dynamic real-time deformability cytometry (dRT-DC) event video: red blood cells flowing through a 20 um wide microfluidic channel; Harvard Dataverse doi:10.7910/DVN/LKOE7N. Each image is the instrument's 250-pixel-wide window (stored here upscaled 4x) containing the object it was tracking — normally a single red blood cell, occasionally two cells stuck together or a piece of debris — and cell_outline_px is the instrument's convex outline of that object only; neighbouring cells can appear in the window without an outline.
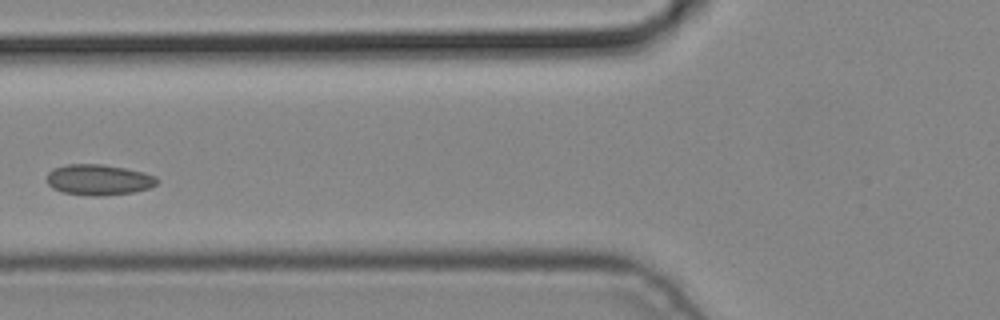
{"species": "common noctule bat (a hibernating species)", "species_latin": "Nyctalus noctula", "temperature_condition": "cold", "stored_images_in_passage": 4, "camera_frame_rate_fps": 3000, "um_per_image_px": 0.085, "animal": {"sex": "male", "body_mass_g": 19.2, "forearm_length_mm": 51.8}, "frame": {"image": 1, "passage_image": 3, "time_ms": 0.667, "image_size_px": [1000, 320], "cell_outline_px": [[160, 180], [156, 184], [148, 188], [132, 192], [100, 196], [92, 196], [64, 192], [52, 188], [48, 184], [48, 172], [52, 168], [64, 164], [100, 164], [124, 168], [144, 172], [156, 176]], "centroid_in_image_um": [8.38, 15.27], "position_along_channel_um": 117.4, "area_um2": 19.71}}
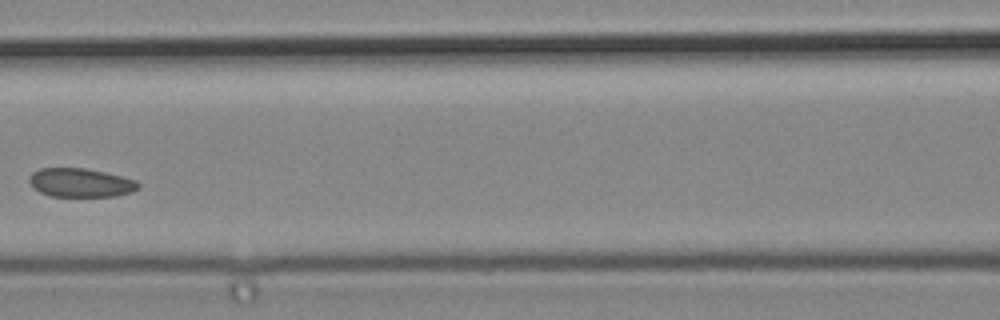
{"frame": {"image": 2, "passage_image": 4, "time_ms": 1.0, "image_size_px": [1000, 320], "cell_outline_px": [[140, 188], [132, 192], [116, 196], [52, 196], [40, 192], [32, 188], [28, 180], [32, 172], [40, 168], [84, 168], [104, 172], [136, 180], [140, 184]], "centroid_in_image_um": [6.84, 15.53], "position_along_channel_um": 159.8, "area_um2": 18.32}}